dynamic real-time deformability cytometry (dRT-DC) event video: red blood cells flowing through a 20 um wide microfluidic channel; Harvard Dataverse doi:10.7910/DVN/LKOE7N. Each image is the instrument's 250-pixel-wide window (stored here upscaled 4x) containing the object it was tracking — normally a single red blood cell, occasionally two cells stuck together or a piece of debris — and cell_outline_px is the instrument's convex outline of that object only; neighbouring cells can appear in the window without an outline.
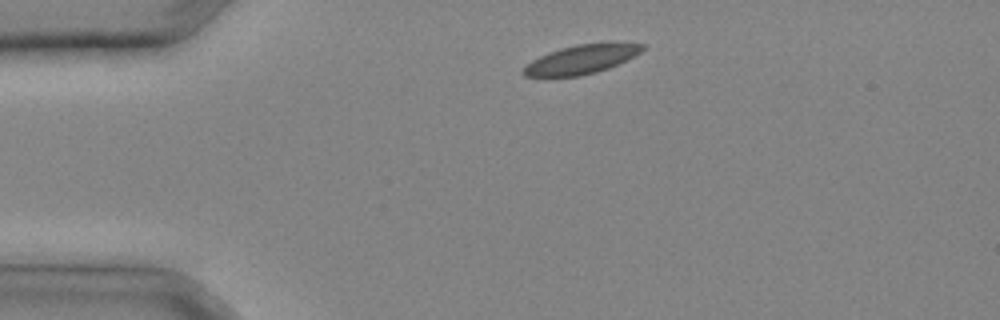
{"species": "common noctule bat (a hibernating species)", "species_latin": "Nyctalus noctula", "temperature_condition": "cold", "stored_images_in_passage": 22, "camera_frame_rate_fps": 3000, "um_per_image_px": 0.085, "animal": {"sex": "male", "body_mass_g": 20.4}, "frame": {"image": 1, "passage_image": 1, "time_ms": 0.0, "image_size_px": [1000, 320], "cell_outline_px": [[644, 48], [640, 52], [608, 68], [596, 72], [580, 76], [524, 76], [520, 72], [532, 60], [548, 52], [560, 48], [576, 44], [644, 44]], "centroid_in_image_um": [49.32, 5.07], "position_along_channel_um": 35.7, "area_um2": 19.36}}
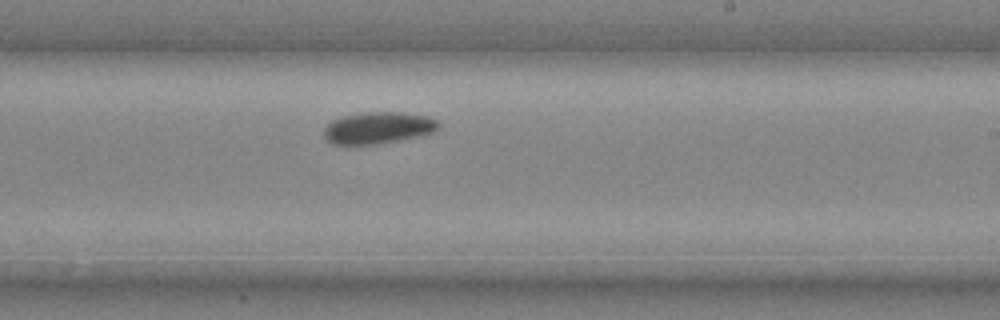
{"frame": {"image": 2, "passage_image": 14, "time_ms": 4.333, "image_size_px": [1000, 320], "cell_outline_px": [[440, 128], [436, 132], [400, 140], [376, 144], [348, 148], [332, 144], [324, 136], [324, 128], [332, 120], [344, 116], [368, 112], [400, 112], [428, 116], [440, 120]], "centroid_in_image_um": [32.14, 10.9], "position_along_channel_um": 256.9, "area_um2": 21.91}}
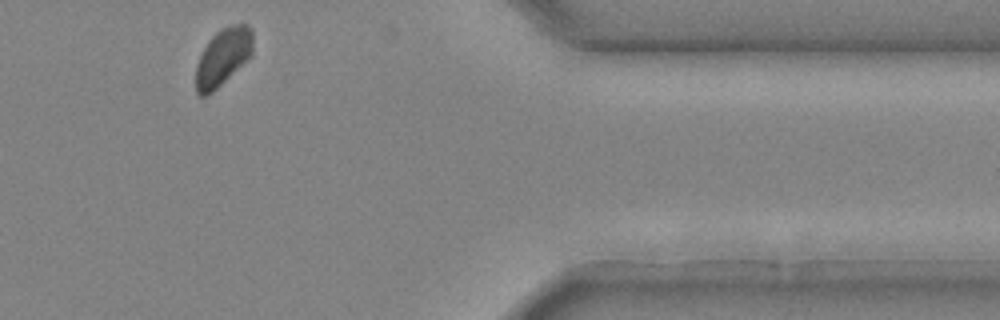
{"frame": {"image": 3, "passage_image": 22, "time_ms": 7.0, "image_size_px": [1000, 320], "cell_outline_px": [[252, 56], [212, 92], [204, 96], [200, 96], [196, 92], [196, 64], [208, 40], [220, 28], [236, 24], [248, 24], [252, 28]], "centroid_in_image_um": [18.96, 4.82], "position_along_channel_um": 392.4, "area_um2": 19.02}}